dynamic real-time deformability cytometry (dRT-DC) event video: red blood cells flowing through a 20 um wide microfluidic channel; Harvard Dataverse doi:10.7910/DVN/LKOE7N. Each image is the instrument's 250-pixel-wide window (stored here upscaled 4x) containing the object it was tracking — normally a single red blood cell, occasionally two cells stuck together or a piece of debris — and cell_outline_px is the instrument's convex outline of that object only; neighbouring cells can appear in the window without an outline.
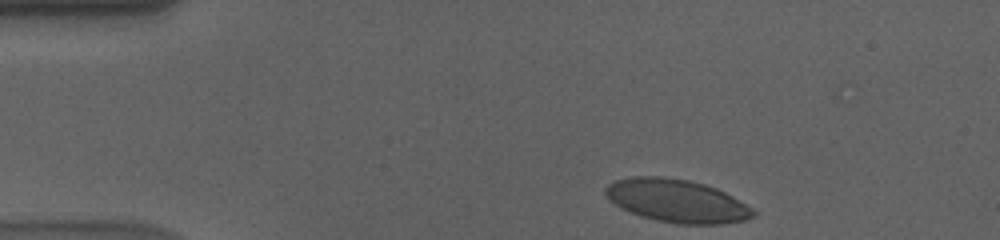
{"species": "human", "species_latin": "Homo sapiens", "temperature_condition": "cold", "stored_images_in_passage": 40, "camera_frame_rate_fps": 3000, "um_per_image_px": 0.085, "donor": {"sex": "male"}, "frame": {"image": 1, "passage_image": 1, "time_ms": 0.0, "image_size_px": [1000, 240], "cell_outline_px": [[756, 216], [744, 220], [720, 224], [676, 224], [656, 220], [640, 216], [620, 208], [604, 192], [604, 188], [608, 184], [616, 180], [632, 176], [660, 176], [688, 180], [704, 184], [716, 188], [732, 196], [752, 208], [756, 212]], "centroid_in_image_um": [57.53, 17.07], "position_along_channel_um": 27.5, "area_um2": 36.93}}
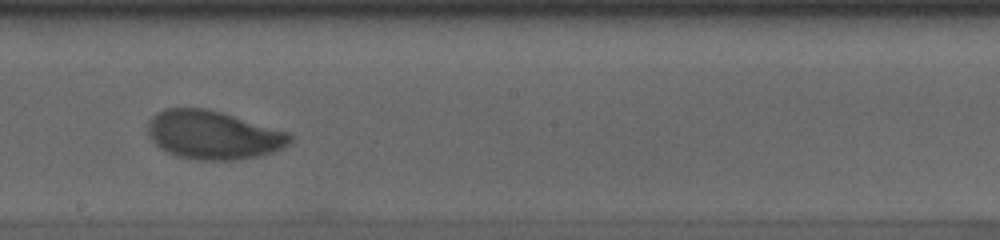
{"frame": {"image": 2, "passage_image": 24, "time_ms": 7.667, "image_size_px": [1000, 240], "cell_outline_px": [[292, 140], [288, 144], [272, 152], [256, 156], [236, 160], [200, 160], [176, 156], [160, 148], [148, 136], [148, 120], [156, 112], [164, 108], [208, 108], [292, 132]], "centroid_in_image_um": [18.12, 11.45], "position_along_channel_um": 230.1, "area_um2": 40.52}}
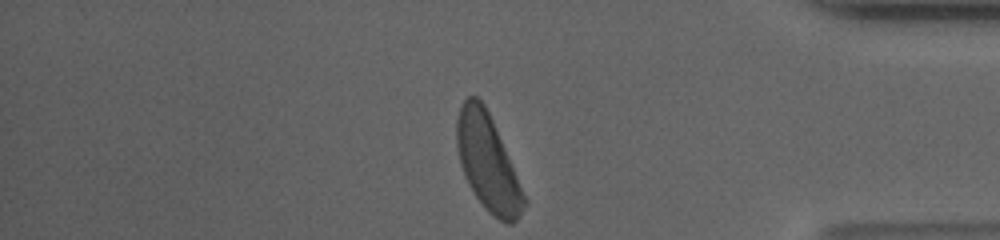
{"frame": {"image": 3, "passage_image": 40, "time_ms": 13.0, "image_size_px": [1000, 240], "cell_outline_px": [[528, 204], [516, 220], [512, 224], [508, 224], [500, 220], [488, 212], [484, 208], [468, 184], [464, 176], [456, 144], [456, 120], [460, 108], [464, 100], [468, 96], [476, 96], [484, 104], [492, 120], [528, 200]], "centroid_in_image_um": [41.47, 13.85], "position_along_channel_um": 393.7, "area_um2": 37.45}, "authors_computed_cell_mechanics": {"area_um2": 39.1306, "velocity_mm_per_s": 3.5487, "shape_relaxation_time_tau1_ms": 3.7635, "shape_relaxation_time_tau2_ms": 2.1275, "deformation_change_tau1": 0.1543, "deformation_change_tau2": 0.0708}}